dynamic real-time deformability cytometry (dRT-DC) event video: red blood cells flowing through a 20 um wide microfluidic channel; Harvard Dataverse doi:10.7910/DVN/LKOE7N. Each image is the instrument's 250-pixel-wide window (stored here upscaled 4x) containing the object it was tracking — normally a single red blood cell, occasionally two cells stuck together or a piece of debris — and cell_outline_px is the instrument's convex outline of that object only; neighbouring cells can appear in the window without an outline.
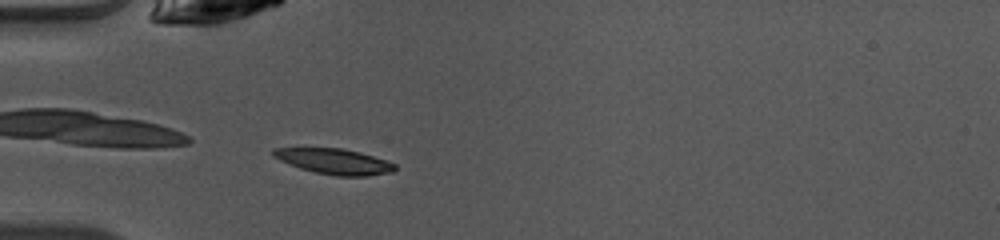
{"species": "common noctule bat (a hibernating species)", "species_latin": "Nyctalus noctula", "temperature_condition": "warm", "stored_images_in_passage": 36, "camera_frame_rate_fps": 3000, "um_per_image_px": 0.085, "animal": {"sex": "female", "body_mass_g": 10.0, "forearm_length_mm": 53.1}, "frame": {"image": 1, "passage_image": 1, "time_ms": 0.0, "image_size_px": [1000, 240], "cell_outline_px": [[396, 168], [392, 172], [364, 176], [336, 176], [316, 172], [300, 168], [280, 160], [272, 156], [272, 148], [340, 148], [360, 152], [396, 164]], "centroid_in_image_um": [28.4, 13.72], "position_along_channel_um": 56.6, "area_um2": 17.86}}
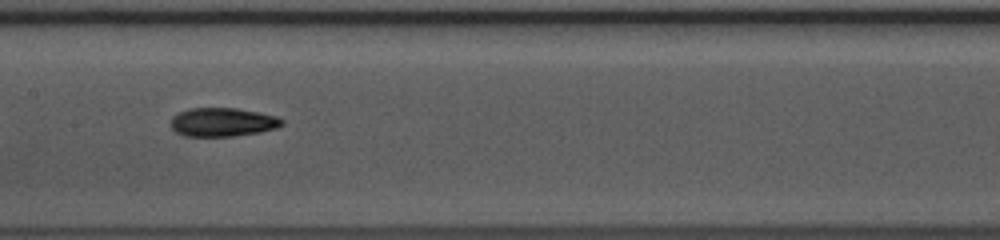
{"frame": {"image": 2, "passage_image": 11, "time_ms": 3.333, "image_size_px": [1000, 240], "cell_outline_px": [[284, 124], [276, 128], [260, 132], [232, 136], [184, 136], [176, 132], [172, 128], [172, 116], [188, 108], [236, 108], [276, 116], [284, 120]], "centroid_in_image_um": [18.92, 10.38], "position_along_channel_um": 188.5, "area_um2": 18.5}}
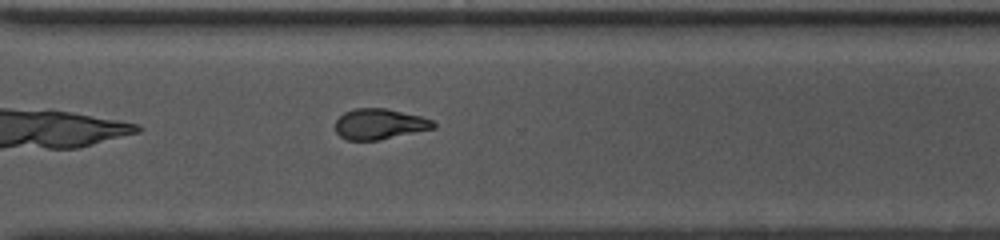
{"frame": {"image": 3, "passage_image": 22, "time_ms": 7.0, "image_size_px": [1000, 240], "cell_outline_px": [[436, 128], [380, 140], [348, 140], [340, 136], [336, 132], [336, 120], [344, 112], [352, 108], [384, 108], [420, 116], [432, 120], [436, 124]], "centroid_in_image_um": [32.26, 10.54], "position_along_channel_um": 338.3, "area_um2": 17.51}}